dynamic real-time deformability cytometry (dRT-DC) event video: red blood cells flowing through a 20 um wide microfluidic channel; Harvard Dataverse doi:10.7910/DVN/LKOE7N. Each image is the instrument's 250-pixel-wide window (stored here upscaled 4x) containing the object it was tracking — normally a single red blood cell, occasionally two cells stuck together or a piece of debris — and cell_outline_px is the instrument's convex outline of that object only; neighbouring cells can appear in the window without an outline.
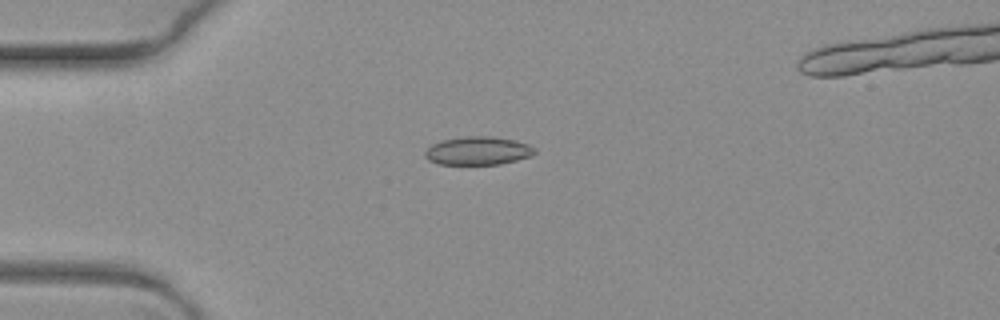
{"species": "common noctule bat (a hibernating species)", "species_latin": "Nyctalus noctula", "temperature_condition": "warm", "stored_images_in_passage": 8, "camera_frame_rate_fps": 3000, "um_per_image_px": 0.085, "animal": {"sex": "female", "body_mass_g": 19.3, "forearm_length_mm": 54.1}, "frame": {"image": 1, "passage_image": 4, "time_ms": 1.0, "image_size_px": [1000, 320], "cell_outline_px": [[536, 152], [532, 156], [500, 164], [440, 164], [428, 160], [424, 156], [424, 152], [432, 144], [440, 140], [464, 136], [492, 136], [516, 140], [528, 144], [536, 148]], "centroid_in_image_um": [40.64, 12.8], "position_along_channel_um": 44.4, "area_um2": 18.26}}
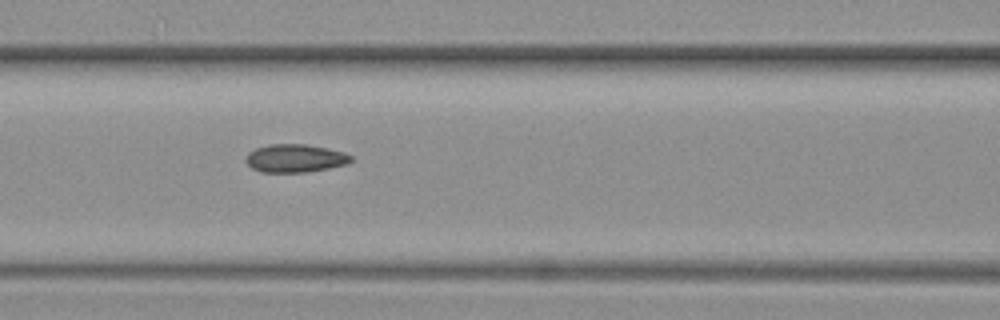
{"frame": {"image": 2, "passage_image": 7, "time_ms": 2.0, "image_size_px": [1000, 320], "cell_outline_px": [[352, 160], [348, 164], [328, 168], [304, 172], [260, 172], [252, 168], [244, 160], [248, 152], [256, 148], [268, 144], [304, 144], [344, 152], [352, 156]], "centroid_in_image_um": [25.05, 13.45], "position_along_channel_um": 141.5, "area_um2": 17.17}}
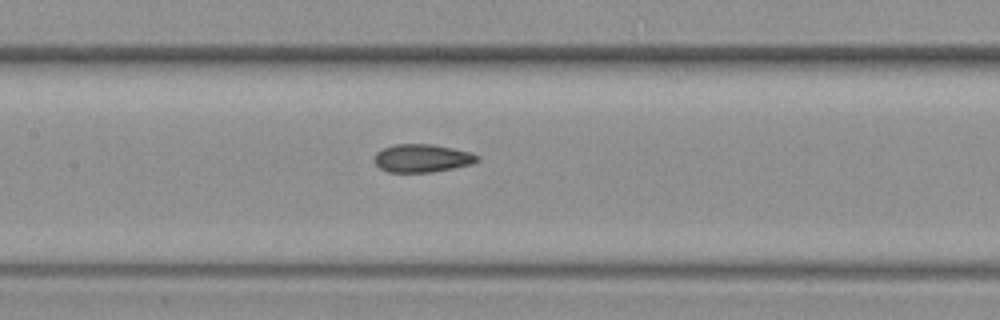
{"frame": {"image": 3, "passage_image": 8, "time_ms": 2.333, "image_size_px": [1000, 320], "cell_outline_px": [[480, 160], [472, 164], [432, 172], [388, 172], [380, 168], [372, 160], [376, 152], [384, 148], [396, 144], [432, 144], [452, 148], [468, 152], [480, 156]], "centroid_in_image_um": [35.86, 13.45], "position_along_channel_um": 171.5, "area_um2": 16.82}}